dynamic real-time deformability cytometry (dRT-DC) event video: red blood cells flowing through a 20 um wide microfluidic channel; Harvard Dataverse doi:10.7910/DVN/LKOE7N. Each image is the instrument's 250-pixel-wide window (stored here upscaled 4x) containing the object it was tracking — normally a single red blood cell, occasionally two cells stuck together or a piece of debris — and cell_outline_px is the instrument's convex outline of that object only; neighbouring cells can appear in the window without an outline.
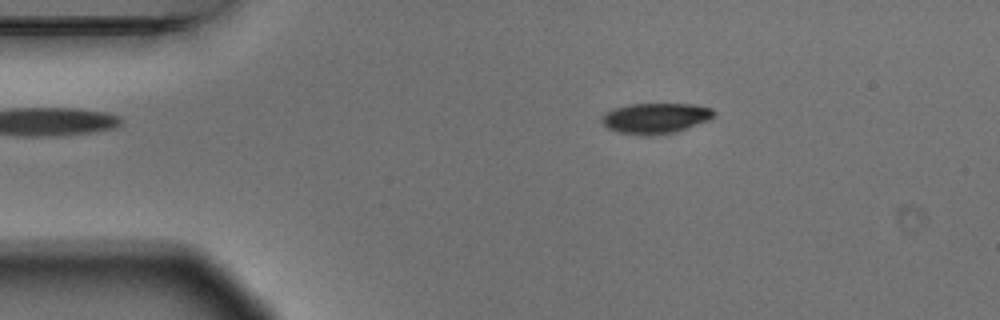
{"species": "Egyptian fruit bat (a non-hibernating species)", "species_latin": "Rousettus aegyptiacus", "temperature_condition": "warm", "stored_images_in_passage": 3, "camera_frame_rate_fps": 3000, "um_per_image_px": 0.085, "animal": {"sex": "male"}, "frame": {"image": 1, "passage_image": 2, "time_ms": 0.333, "image_size_px": [1000, 320], "cell_outline_px": [[716, 112], [708, 120], [676, 132], [648, 136], [620, 132], [608, 128], [600, 120], [604, 112], [612, 108], [628, 104], [692, 104], [712, 108]], "centroid_in_image_um": [55.69, 10.04], "position_along_channel_um": 29.3, "area_um2": 19.94}}